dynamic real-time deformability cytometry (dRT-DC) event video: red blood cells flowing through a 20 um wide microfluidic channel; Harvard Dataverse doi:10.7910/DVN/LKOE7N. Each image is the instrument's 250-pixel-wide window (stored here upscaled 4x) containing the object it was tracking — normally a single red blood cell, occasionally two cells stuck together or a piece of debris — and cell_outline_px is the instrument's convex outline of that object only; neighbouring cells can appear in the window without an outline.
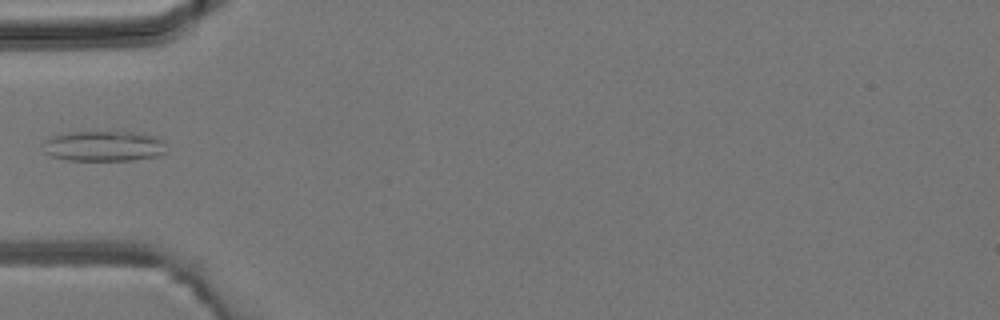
{"species": "common noctule bat (a hibernating species)", "species_latin": "Nyctalus noctula", "temperature_condition": "room temperature", "stored_images_in_passage": 2, "camera_frame_rate_fps": 3000, "um_per_image_px": 0.085, "animal": {"sex": "male", "body_mass_g": 19.2, "forearm_length_mm": 51.8}, "frame": {"image": 1, "passage_image": 1, "time_ms": 0.0, "image_size_px": [1000, 320], "cell_outline_px": [[164, 152], [160, 156], [132, 160], [68, 160], [52, 156], [44, 152], [40, 144], [44, 140], [52, 136], [68, 132], [112, 128], [120, 128], [156, 136], [164, 144]], "centroid_in_image_um": [8.79, 12.35], "position_along_channel_um": 76.2, "area_um2": 23.12}}